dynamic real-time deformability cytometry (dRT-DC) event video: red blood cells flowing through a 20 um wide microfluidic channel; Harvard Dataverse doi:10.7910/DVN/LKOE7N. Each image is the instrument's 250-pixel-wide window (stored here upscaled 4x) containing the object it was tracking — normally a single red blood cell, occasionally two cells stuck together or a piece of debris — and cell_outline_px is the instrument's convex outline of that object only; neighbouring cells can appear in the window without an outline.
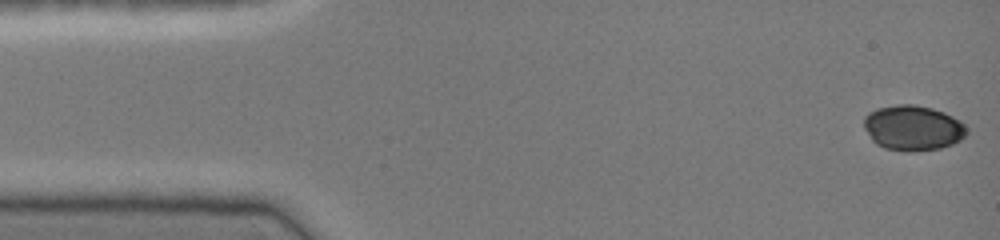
{"species": "common noctule bat (a hibernating species)", "species_latin": "Nyctalus noctula", "temperature_condition": "cold", "stored_images_in_passage": 45, "camera_frame_rate_fps": 3000, "um_per_image_px": 0.085, "animal": {"sex": "female", "body_mass_g": 19.0, "forearm_length_mm": 51.5}, "frame": {"image": 1, "passage_image": 1, "time_ms": 0.0, "image_size_px": [1000, 240], "cell_outline_px": [[968, 132], [960, 140], [952, 144], [940, 148], [912, 152], [908, 152], [884, 148], [876, 144], [872, 140], [864, 128], [864, 116], [868, 112], [876, 108], [896, 104], [912, 104], [932, 108], [944, 112], [960, 120], [968, 128]], "centroid_in_image_um": [77.59, 10.87], "position_along_channel_um": 7.4, "area_um2": 27.34}}
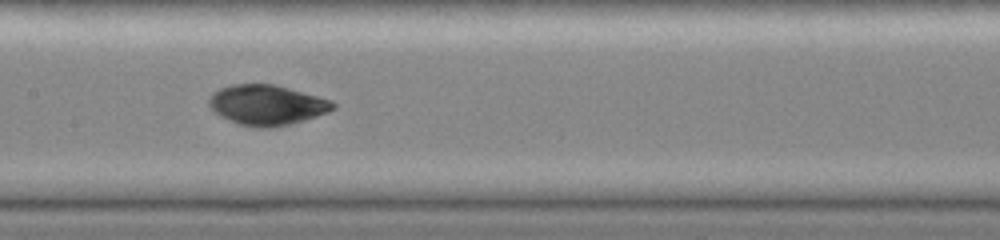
{"frame": {"image": 2, "passage_image": 22, "time_ms": 7.0, "image_size_px": [1000, 240], "cell_outline_px": [[336, 108], [328, 112], [304, 120], [288, 124], [268, 128], [256, 128], [240, 124], [220, 116], [208, 104], [208, 100], [212, 92], [220, 88], [232, 84], [272, 84], [288, 88], [332, 100], [336, 104]], "centroid_in_image_um": [22.68, 8.92], "position_along_channel_um": 184.7, "area_um2": 28.84}}
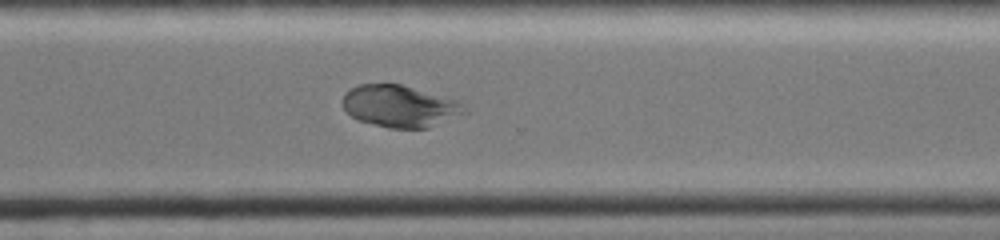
{"frame": {"image": 3, "passage_image": 33, "time_ms": 10.667, "image_size_px": [1000, 240], "cell_outline_px": [[468, 112], [428, 128], [388, 128], [360, 120], [352, 116], [344, 108], [344, 92], [360, 84], [400, 84], [460, 100]], "centroid_in_image_um": [34.03, 9.02], "position_along_channel_um": 336.6, "area_um2": 29.59}}